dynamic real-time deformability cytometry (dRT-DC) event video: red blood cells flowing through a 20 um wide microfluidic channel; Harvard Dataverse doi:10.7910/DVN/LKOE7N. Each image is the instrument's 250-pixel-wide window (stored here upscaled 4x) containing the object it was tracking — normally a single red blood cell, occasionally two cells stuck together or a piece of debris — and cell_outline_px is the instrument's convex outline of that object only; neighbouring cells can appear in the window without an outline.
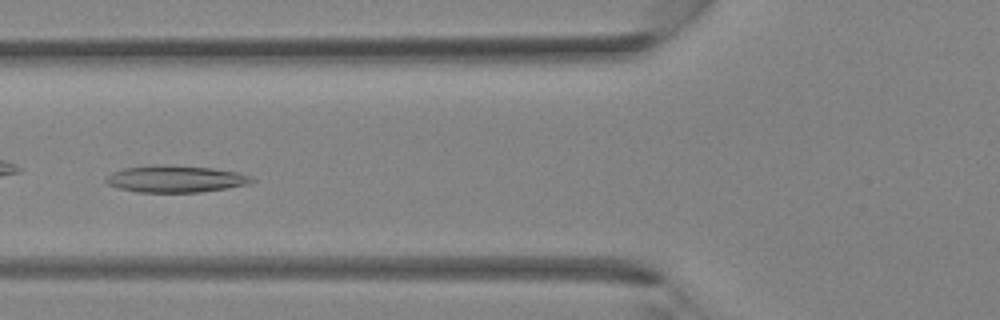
{"species": "Egyptian fruit bat (a non-hibernating species)", "species_latin": "Rousettus aegyptiacus", "temperature_condition": "room temperature", "stored_images_in_passage": 23, "camera_frame_rate_fps": 3000, "um_per_image_px": 0.085, "animal": {"sex": "female"}, "frame": {"image": 1, "passage_image": 4, "time_ms": 1.0, "image_size_px": [1000, 320], "cell_outline_px": [[256, 180], [248, 184], [200, 192], [136, 192], [120, 188], [108, 184], [104, 180], [112, 172], [124, 168], [152, 164], [156, 164], [212, 168], [240, 172]], "centroid_in_image_um": [14.9, 15.2], "position_along_channel_um": 110.9, "area_um2": 22.72}}
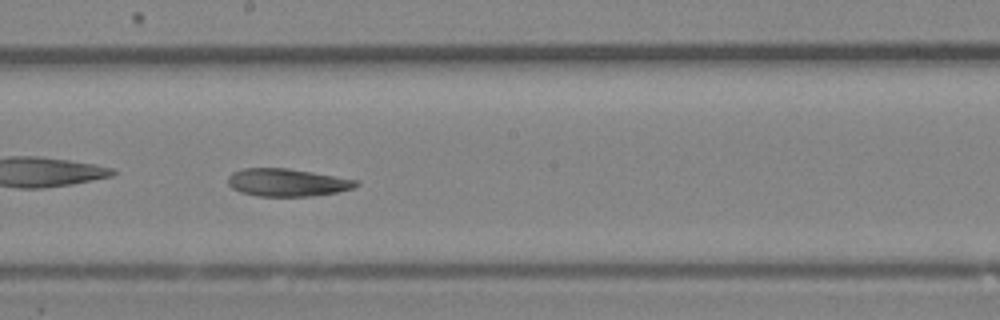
{"frame": {"image": 2, "passage_image": 10, "time_ms": 3.0, "image_size_px": [1000, 320], "cell_outline_px": [[360, 184], [352, 188], [336, 192], [312, 196], [256, 196], [240, 192], [232, 188], [228, 184], [228, 176], [232, 172], [244, 168], [288, 168], [360, 180]], "centroid_in_image_um": [24.4, 15.51], "position_along_channel_um": 223.8, "area_um2": 20.75}}
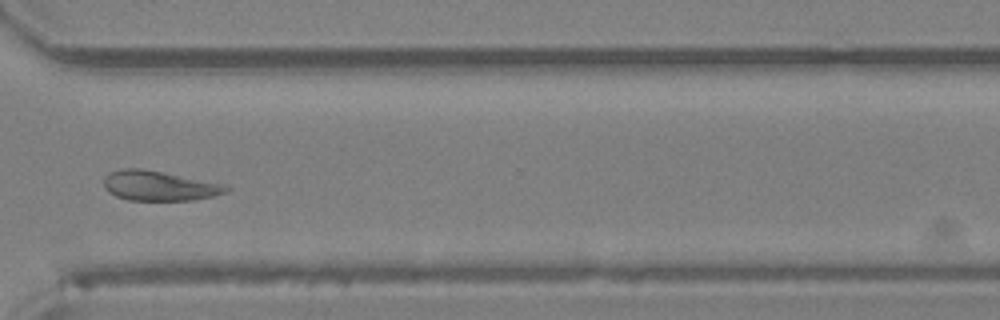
{"frame": {"image": 3, "passage_image": 17, "time_ms": 5.333, "image_size_px": [1000, 320], "cell_outline_px": [[232, 188], [228, 192], [216, 196], [192, 200], [128, 200], [116, 196], [108, 192], [104, 188], [104, 176], [108, 172], [120, 168], [140, 168], [228, 184]], "centroid_in_image_um": [13.57, 15.79], "position_along_channel_um": 357.0, "area_um2": 21.68}}